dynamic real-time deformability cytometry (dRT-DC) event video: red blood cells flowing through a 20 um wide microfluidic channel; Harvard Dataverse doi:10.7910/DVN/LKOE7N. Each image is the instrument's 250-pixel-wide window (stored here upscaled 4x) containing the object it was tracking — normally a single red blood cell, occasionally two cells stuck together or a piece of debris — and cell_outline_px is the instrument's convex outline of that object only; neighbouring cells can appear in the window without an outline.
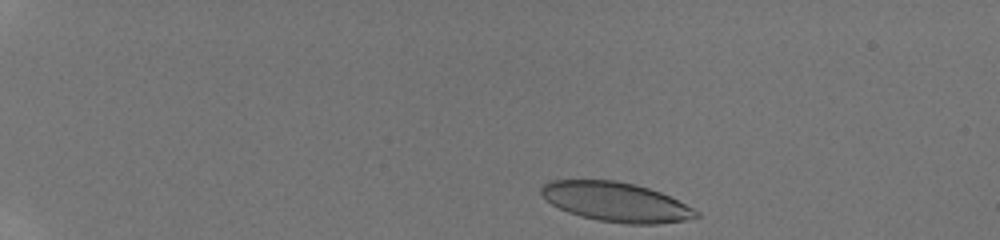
{"species": "human", "species_latin": "Homo sapiens", "temperature_condition": "room temperature", "stored_images_in_passage": 16, "camera_frame_rate_fps": 3000, "um_per_image_px": 0.085, "donor": {"sex": "male"}, "frame": {"image": 1, "passage_image": 1, "time_ms": 0.0, "image_size_px": [1000, 240], "cell_outline_px": [[700, 216], [688, 220], [656, 224], [628, 224], [596, 220], [580, 216], [568, 212], [552, 204], [540, 192], [540, 188], [548, 180], [616, 180], [636, 184], [660, 192], [700, 212]], "centroid_in_image_um": [52.36, 17.17], "position_along_channel_um": 32.6, "area_um2": 35.49}}
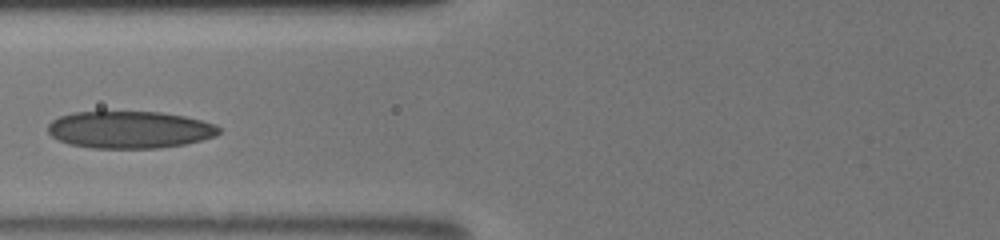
{"frame": {"image": 2, "passage_image": 11, "time_ms": 4.667, "image_size_px": [1000, 240], "cell_outline_px": [[220, 132], [216, 136], [184, 144], [160, 148], [92, 148], [68, 144], [52, 136], [48, 132], [48, 124], [52, 120], [60, 116], [72, 112], [160, 112], [184, 116], [216, 124], [220, 128]], "centroid_in_image_um": [11.01, 11.02], "position_along_channel_um": 114.8, "area_um2": 37.05}}
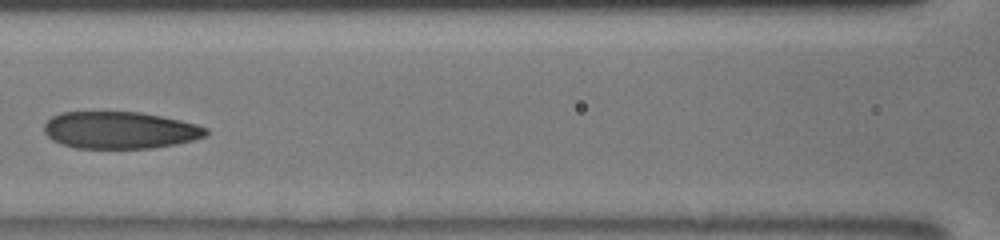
{"frame": {"image": 3, "passage_image": 13, "time_ms": 5.667, "image_size_px": [1000, 240], "cell_outline_px": [[208, 132], [204, 136], [192, 140], [176, 144], [152, 148], [76, 148], [60, 144], [52, 140], [44, 132], [44, 124], [52, 116], [60, 112], [140, 112], [180, 120], [196, 124], [208, 128]], "centroid_in_image_um": [10.16, 11.06], "position_along_channel_um": 156.4, "area_um2": 34.97}}